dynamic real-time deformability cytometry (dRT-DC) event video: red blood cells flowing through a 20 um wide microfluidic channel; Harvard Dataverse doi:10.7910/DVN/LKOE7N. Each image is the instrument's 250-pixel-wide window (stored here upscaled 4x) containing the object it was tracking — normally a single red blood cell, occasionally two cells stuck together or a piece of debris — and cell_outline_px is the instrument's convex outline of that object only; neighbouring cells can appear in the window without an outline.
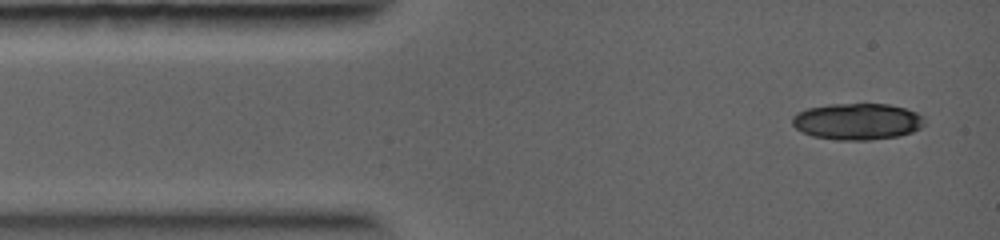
{"species": "common noctule bat (a hibernating species)", "species_latin": "Nyctalus noctula", "temperature_condition": "warm", "stored_images_in_passage": 3, "camera_frame_rate_fps": 5000, "um_per_image_px": 0.085, "animal": {"sex": "female", "body_mass_g": 19.0, "forearm_length_mm": 56.7}, "frame": {"image": 1, "passage_image": 1, "time_ms": 0.0, "image_size_px": [1000, 240], "cell_outline_px": [[924, 124], [920, 128], [912, 132], [896, 136], [868, 140], [836, 140], [812, 136], [796, 128], [792, 124], [792, 116], [808, 108], [828, 104], [888, 104], [904, 108], [916, 112], [924, 120]], "centroid_in_image_um": [72.85, 10.33], "position_along_channel_um": 12.1, "area_um2": 27.92}}